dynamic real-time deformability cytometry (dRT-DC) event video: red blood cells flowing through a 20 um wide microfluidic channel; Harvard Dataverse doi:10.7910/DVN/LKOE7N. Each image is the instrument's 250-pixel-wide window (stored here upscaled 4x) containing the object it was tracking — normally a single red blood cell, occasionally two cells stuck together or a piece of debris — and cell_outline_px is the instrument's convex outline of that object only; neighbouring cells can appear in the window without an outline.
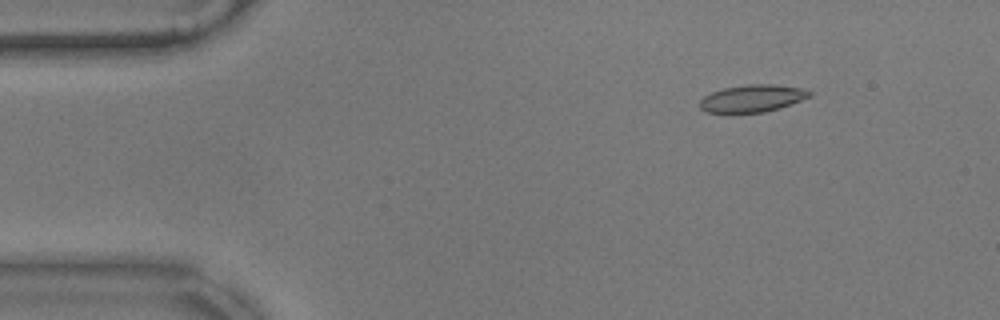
{"species": "common noctule bat (a hibernating species)", "species_latin": "Nyctalus noctula", "temperature_condition": "warm", "stored_images_in_passage": 56, "camera_frame_rate_fps": 3000, "um_per_image_px": 0.085, "animal": {"sex": "male", "body_mass_g": 17.9}, "frame": {"image": 1, "passage_image": 7, "time_ms": 2.0, "image_size_px": [1000, 320], "cell_outline_px": [[812, 96], [780, 108], [764, 112], [708, 112], [700, 108], [700, 100], [704, 96], [712, 92], [724, 88], [748, 84], [772, 84], [800, 88], [812, 92]], "centroid_in_image_um": [63.96, 8.35], "position_along_channel_um": 21.0, "area_um2": 17.22}}
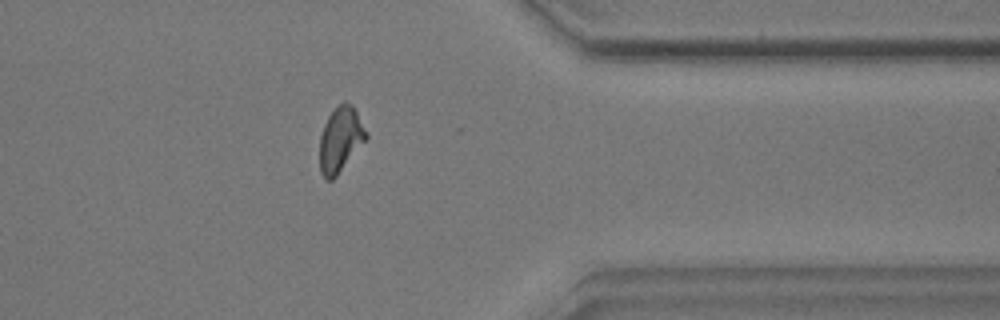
{"frame": {"image": 2, "passage_image": 45, "time_ms": 14.667, "image_size_px": [1000, 320], "cell_outline_px": [[368, 136], [336, 176], [332, 180], [328, 180], [320, 172], [320, 136], [324, 124], [328, 116], [344, 100], [352, 104], [368, 132]], "centroid_in_image_um": [28.93, 11.83], "position_along_channel_um": 382.5, "area_um2": 17.34}}
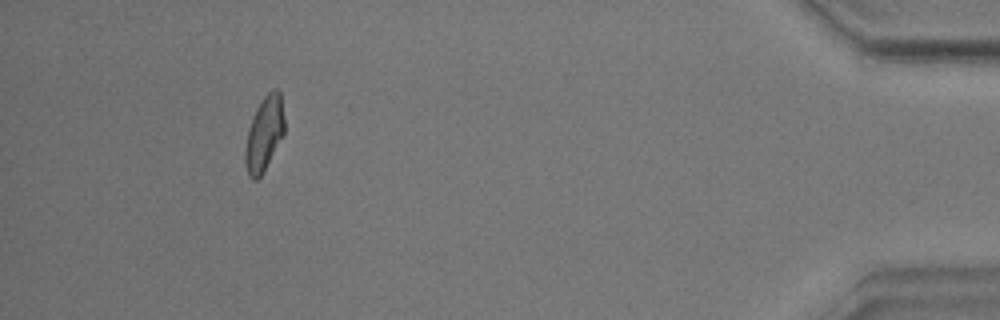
{"frame": {"image": 3, "passage_image": 52, "time_ms": 17.0, "image_size_px": [1000, 320], "cell_outline_px": [[284, 136], [260, 176], [256, 180], [252, 180], [248, 176], [244, 164], [244, 148], [248, 128], [252, 116], [256, 108], [264, 96], [272, 88], [276, 88], [280, 92], [284, 120]], "centroid_in_image_um": [22.44, 11.38], "position_along_channel_um": 412.8, "area_um2": 17.28}, "authors_computed_cell_mechanics": {"area_um2": 17.4556, "velocity_mm_per_s": 3.5279, "shape_relaxation_time_tau1_ms": 4.576, "shape_relaxation_time_tau2_ms": 1.2805, "deformation_change_tau1": 0.1413, "deformation_change_tau2": 0.0787}}